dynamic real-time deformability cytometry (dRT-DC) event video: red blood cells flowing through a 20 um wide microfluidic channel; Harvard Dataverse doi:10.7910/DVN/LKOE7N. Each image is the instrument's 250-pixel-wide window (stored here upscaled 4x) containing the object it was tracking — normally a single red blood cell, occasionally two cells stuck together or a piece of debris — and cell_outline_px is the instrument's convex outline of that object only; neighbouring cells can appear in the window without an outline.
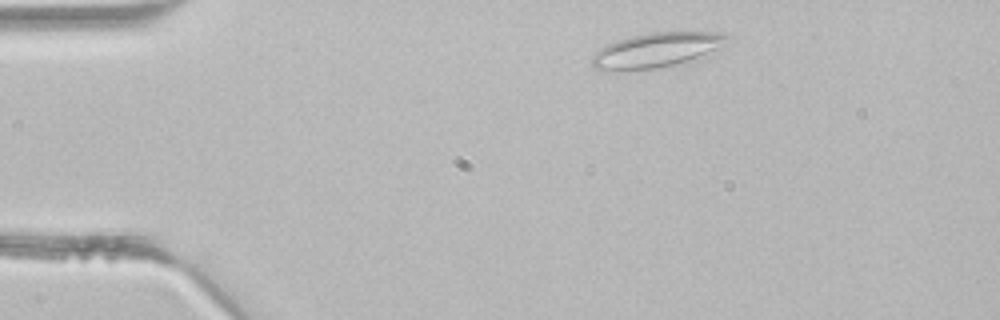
{"species": "common noctule bat (a hibernating species)", "species_latin": "Nyctalus noctula", "temperature_condition": "room temperature", "stored_images_in_passage": 2, "camera_frame_rate_fps": 3000, "um_per_image_px": 0.085, "animal": {"sex": "male", "body_mass_g": 21.5, "forearm_length_mm": 52.0}, "frame": {"image": 1, "passage_image": 1, "time_ms": 0.0, "image_size_px": [1000, 320], "cell_outline_px": [[732, 40], [728, 44], [688, 60], [676, 64], [652, 68], [624, 72], [616, 72], [596, 68], [592, 64], [592, 56], [600, 48], [616, 40], [648, 32], [720, 32], [728, 36]], "centroid_in_image_um": [55.78, 4.25], "position_along_channel_um": 29.2, "area_um2": 27.28}}